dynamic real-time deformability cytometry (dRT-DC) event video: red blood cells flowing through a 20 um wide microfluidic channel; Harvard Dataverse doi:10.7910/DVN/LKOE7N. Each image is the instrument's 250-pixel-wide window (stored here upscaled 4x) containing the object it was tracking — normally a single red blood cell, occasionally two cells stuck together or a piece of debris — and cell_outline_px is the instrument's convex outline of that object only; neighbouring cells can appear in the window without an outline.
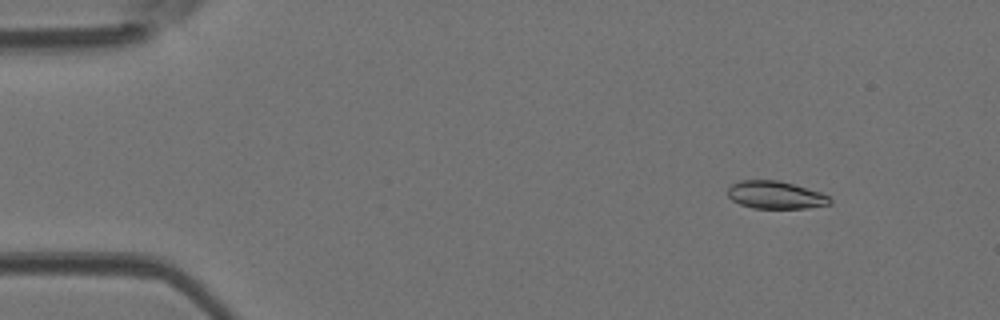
{"species": "Egyptian fruit bat (a non-hibernating species)", "species_latin": "Rousettus aegyptiacus", "temperature_condition": "room temperature", "stored_images_in_passage": 28, "camera_frame_rate_fps": 3000, "um_per_image_px": 0.085, "animal": {"sex": "female"}, "frame": {"image": 1, "passage_image": 6, "time_ms": 1.667, "image_size_px": [1000, 320], "cell_outline_px": [[832, 204], [808, 208], [752, 208], [740, 204], [732, 200], [728, 196], [728, 188], [732, 184], [740, 180], [780, 180], [820, 192], [828, 196], [832, 200]], "centroid_in_image_um": [65.92, 16.57], "position_along_channel_um": 19.1, "area_um2": 16.53}}